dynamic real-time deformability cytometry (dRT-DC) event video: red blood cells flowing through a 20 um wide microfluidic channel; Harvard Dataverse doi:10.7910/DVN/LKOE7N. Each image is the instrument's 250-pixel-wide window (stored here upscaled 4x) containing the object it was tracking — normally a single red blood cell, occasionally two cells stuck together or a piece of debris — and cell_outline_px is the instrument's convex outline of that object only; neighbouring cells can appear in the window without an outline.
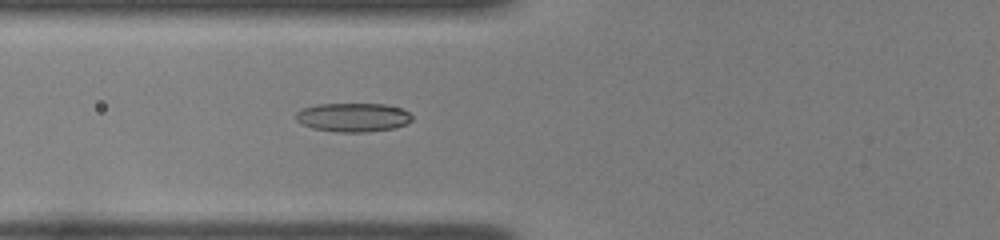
{"species": "common noctule bat (a hibernating species)", "species_latin": "Nyctalus noctula", "temperature_condition": "room temperature", "stored_images_in_passage": 40, "camera_frame_rate_fps": 3000, "um_per_image_px": 0.085, "animal": {"sex": "female", "body_mass_g": 22.0, "forearm_length_mm": 56.7}, "frame": {"image": 1, "passage_image": 10, "time_ms": 3.0, "image_size_px": [1000, 240], "cell_outline_px": [[412, 120], [404, 124], [392, 128], [368, 132], [340, 132], [312, 128], [296, 120], [296, 112], [300, 108], [316, 104], [388, 104], [400, 108], [408, 112], [412, 116]], "centroid_in_image_um": [29.98, 9.96], "position_along_channel_um": 95.8, "area_um2": 19.48}}
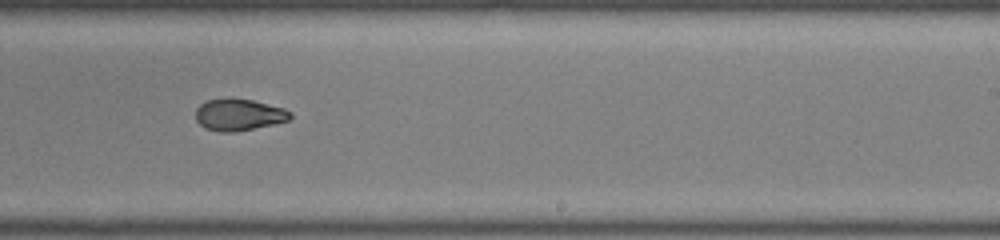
{"frame": {"image": 2, "passage_image": 23, "time_ms": 7.333, "image_size_px": [1000, 240], "cell_outline_px": [[292, 116], [288, 120], [272, 124], [236, 132], [220, 132], [204, 128], [196, 120], [196, 108], [200, 104], [208, 100], [224, 96], [232, 96], [252, 100], [284, 108], [292, 112]], "centroid_in_image_um": [20.26, 9.72], "position_along_channel_um": 268.7, "area_um2": 17.86}}
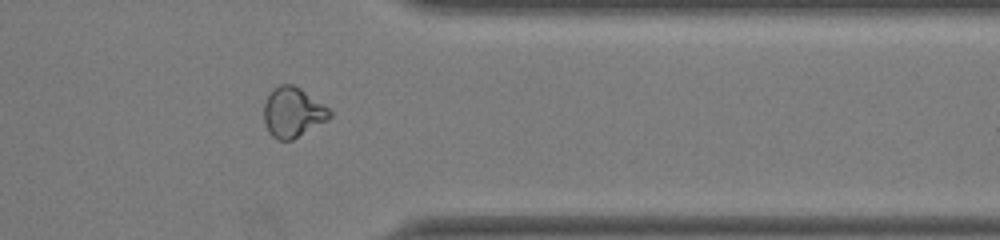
{"frame": {"image": 3, "passage_image": 32, "time_ms": 10.333, "image_size_px": [1000, 240], "cell_outline_px": [[332, 116], [328, 120], [292, 140], [276, 140], [268, 132], [264, 120], [264, 104], [272, 88], [280, 84], [292, 84], [300, 88], [328, 108], [332, 112]], "centroid_in_image_um": [24.87, 9.55], "position_along_channel_um": 386.5, "area_um2": 19.13}, "authors_computed_cell_mechanics": {"area_um2": 18.6116, "velocity_mm_per_s": 3.9927, "shape_relaxation_time_tau1_ms": null, "shape_relaxation_time_tau2_ms": 1.8933, "deformation_change_tau1": null, "deformation_change_tau2": 0.0537}}